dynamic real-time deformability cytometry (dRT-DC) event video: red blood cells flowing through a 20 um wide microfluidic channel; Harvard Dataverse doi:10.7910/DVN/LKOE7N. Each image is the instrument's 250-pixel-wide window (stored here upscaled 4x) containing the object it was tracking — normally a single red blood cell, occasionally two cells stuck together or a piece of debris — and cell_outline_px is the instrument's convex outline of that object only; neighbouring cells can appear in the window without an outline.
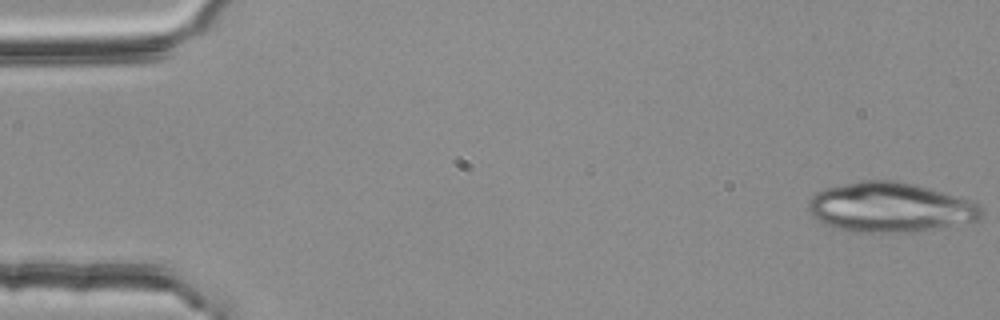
{"species": "common noctule bat (a hibernating species)", "species_latin": "Nyctalus noctula", "temperature_condition": "room temperature", "stored_images_in_passage": 19, "camera_frame_rate_fps": 3000, "um_per_image_px": 0.085, "animal": {"sex": "female", "body_mass_g": 25.1}, "frame": {"image": 1, "passage_image": 1, "time_ms": 0.0, "image_size_px": [1000, 320], "cell_outline_px": [[984, 212], [980, 220], [912, 232], [848, 232], [824, 224], [816, 220], [808, 212], [808, 200], [816, 192], [824, 188], [860, 180], [896, 180], [928, 188], [968, 200], [980, 204], [984, 208]], "centroid_in_image_um": [75.61, 17.63], "position_along_channel_um": 9.4, "area_um2": 50.34}}